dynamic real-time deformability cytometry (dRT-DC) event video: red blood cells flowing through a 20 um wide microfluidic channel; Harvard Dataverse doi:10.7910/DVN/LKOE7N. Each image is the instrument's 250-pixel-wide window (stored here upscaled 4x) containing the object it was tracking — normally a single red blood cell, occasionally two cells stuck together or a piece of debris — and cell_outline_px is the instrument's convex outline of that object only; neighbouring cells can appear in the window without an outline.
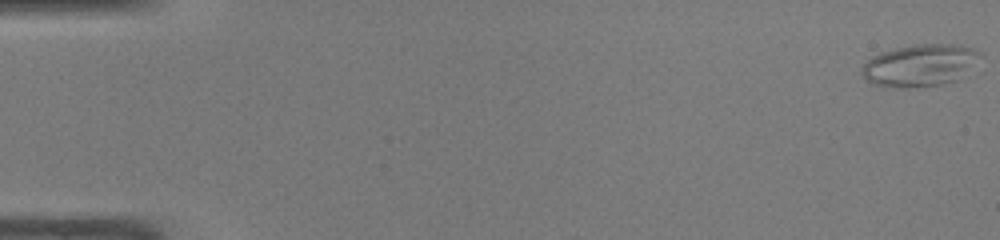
{"species": "common noctule bat (a hibernating species)", "species_latin": "Nyctalus noctula", "temperature_condition": "warm", "stored_images_in_passage": 48, "camera_frame_rate_fps": 3000, "um_per_image_px": 0.085, "animal": {"sex": "male", "body_mass_g": 19.0, "forearm_length_mm": 50.8}, "frame": {"image": 1, "passage_image": 1, "time_ms": 0.0, "image_size_px": [1000, 240], "cell_outline_px": [[984, 56], [956, 80], [940, 84], [908, 88], [900, 88], [872, 84], [864, 80], [860, 72], [864, 64], [872, 56], [880, 52], [896, 48], [916, 44], [952, 44], [972, 48], [980, 52]], "centroid_in_image_um": [78.16, 5.55], "position_along_channel_um": 6.8, "area_um2": 29.02}}
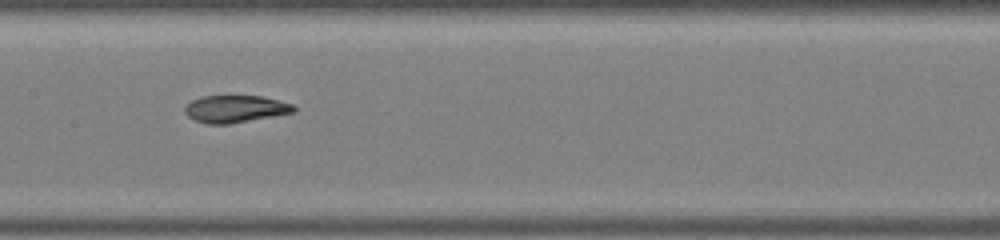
{"frame": {"image": 2, "passage_image": 25, "time_ms": 8.0, "image_size_px": [1000, 240], "cell_outline_px": [[296, 112], [228, 124], [208, 124], [192, 120], [184, 112], [184, 108], [192, 100], [200, 96], [264, 96], [292, 104], [296, 108]], "centroid_in_image_um": [19.99, 9.26], "position_along_channel_um": 187.4, "area_um2": 17.34}}
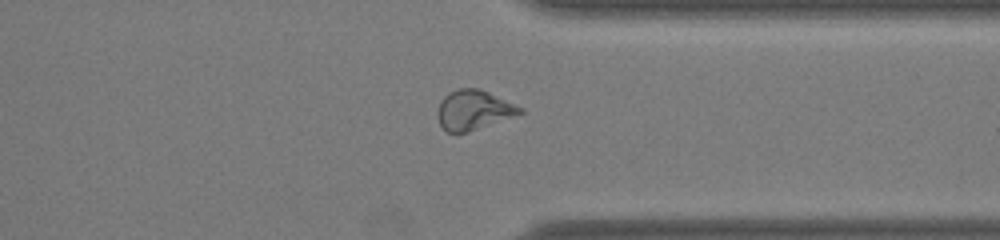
{"frame": {"image": 3, "passage_image": 38, "time_ms": 12.333, "image_size_px": [1000, 240], "cell_outline_px": [[524, 112], [468, 132], [456, 136], [448, 132], [440, 124], [436, 116], [436, 112], [440, 100], [448, 92], [456, 88], [480, 88], [524, 108]], "centroid_in_image_um": [40.2, 9.35], "position_along_channel_um": 371.2, "area_um2": 19.36}, "authors_computed_cell_mechanics": {"area_um2": 19.7387, "velocity_mm_per_s": 4.2528, "shape_relaxation_time_tau1_ms": 9.6005, "shape_relaxation_time_tau2_ms": 3.5947, "deformation_change_tau1": 0.2729, "deformation_change_tau2": 0.117}}